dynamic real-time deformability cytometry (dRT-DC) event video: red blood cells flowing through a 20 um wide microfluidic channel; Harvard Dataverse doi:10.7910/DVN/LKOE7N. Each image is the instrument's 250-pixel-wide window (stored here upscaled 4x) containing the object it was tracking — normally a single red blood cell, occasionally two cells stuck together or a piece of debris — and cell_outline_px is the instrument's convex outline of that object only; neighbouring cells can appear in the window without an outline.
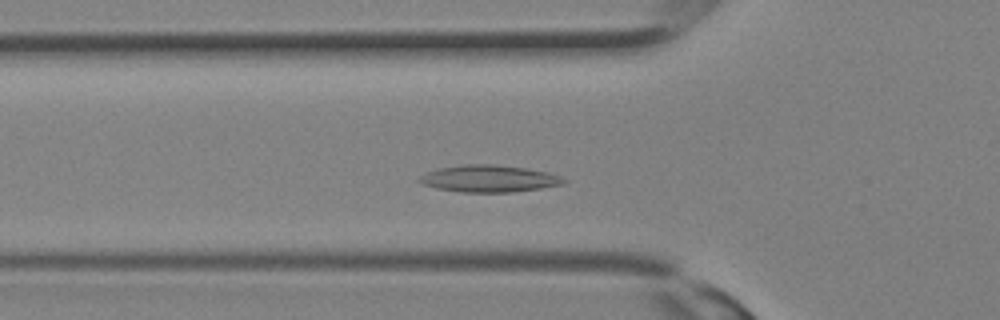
{"species": "Egyptian fruit bat (a non-hibernating species)", "species_latin": "Rousettus aegyptiacus", "temperature_condition": "room temperature", "stored_images_in_passage": 29, "segment_of_instrument_passage": [1, 2], "camera_frame_rate_fps": 3000, "um_per_image_px": 0.085, "animal": {"sex": "female"}, "frame": {"image": 1, "passage_image": 7, "time_ms": 2.0, "image_size_px": [1000, 320], "cell_outline_px": [[568, 180], [564, 184], [540, 188], [512, 192], [460, 192], [436, 188], [420, 184], [416, 180], [420, 176], [428, 172], [440, 168], [464, 164], [488, 164], [524, 168], [548, 172], [560, 176]], "centroid_in_image_um": [41.55, 15.19], "position_along_channel_um": 84.3, "area_um2": 22.6}}
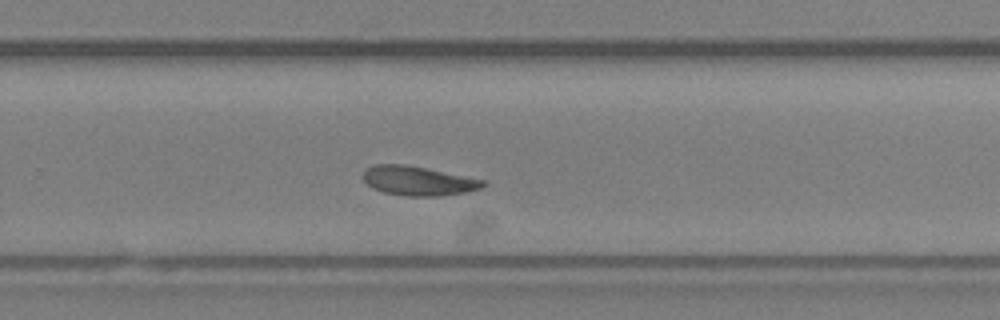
{"frame": {"image": 2, "passage_image": 17, "time_ms": 5.333, "image_size_px": [1000, 320], "cell_outline_px": [[488, 184], [480, 188], [464, 192], [440, 196], [408, 196], [384, 192], [372, 188], [364, 180], [364, 168], [376, 164], [404, 164], [484, 180]], "centroid_in_image_um": [35.51, 15.37], "position_along_channel_um": 294.3, "area_um2": 20.17}}
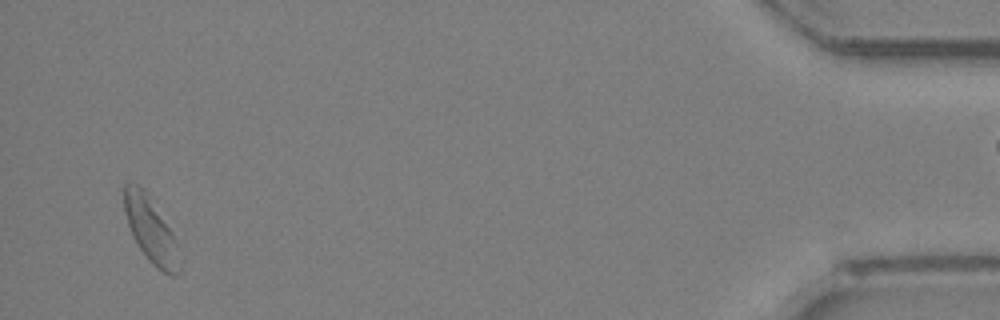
{"frame": {"image": 3, "passage_image": 27, "time_ms": 8.667, "image_size_px": [1000, 320], "cell_outline_px": [[180, 272], [176, 276], [172, 276], [156, 268], [148, 260], [132, 236], [124, 212], [124, 184], [136, 184], [144, 188], [148, 192], [172, 232], [176, 244], [180, 268]], "centroid_in_image_um": [12.8, 19.53], "position_along_channel_um": 422.4, "area_um2": 20.98}}